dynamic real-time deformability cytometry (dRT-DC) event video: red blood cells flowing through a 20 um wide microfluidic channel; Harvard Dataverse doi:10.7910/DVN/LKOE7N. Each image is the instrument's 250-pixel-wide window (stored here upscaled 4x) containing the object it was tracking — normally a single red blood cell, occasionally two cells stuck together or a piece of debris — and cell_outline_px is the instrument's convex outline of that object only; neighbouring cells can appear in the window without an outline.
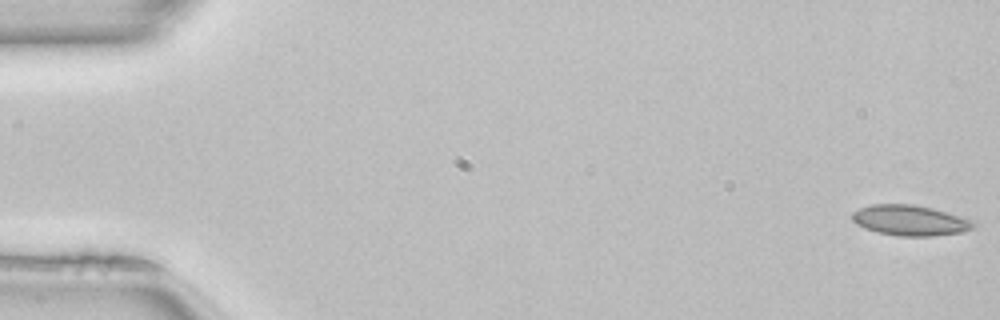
{"species": "common noctule bat (a hibernating species)", "species_latin": "Nyctalus noctula", "temperature_condition": "room temperature", "stored_images_in_passage": 50, "camera_frame_rate_fps": 3000, "um_per_image_px": 0.085, "animal": {"sex": "female", "body_mass_g": 22.7, "forearm_length_mm": 54.2}, "frame": {"image": 1, "passage_image": 1, "time_ms": 0.0, "image_size_px": [1000, 320], "cell_outline_px": [[976, 224], [972, 228], [964, 232], [936, 236], [900, 236], [876, 232], [864, 228], [856, 224], [852, 220], [852, 212], [860, 208], [872, 204], [912, 204], [932, 208], [972, 220]], "centroid_in_image_um": [77.33, 18.74], "position_along_channel_um": 7.7, "area_um2": 21.56}}
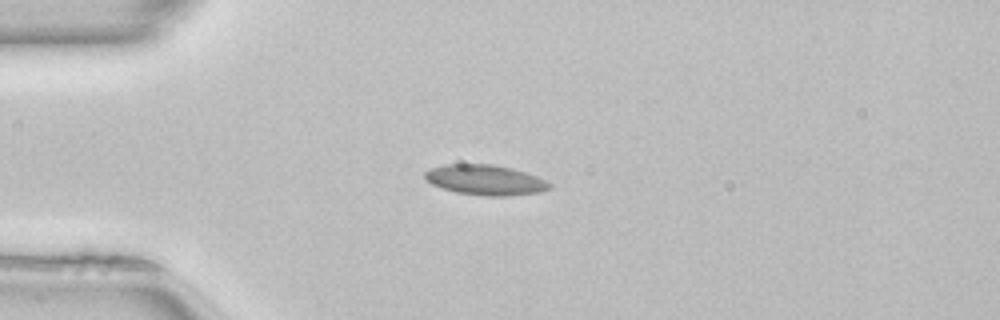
{"frame": {"image": 2, "passage_image": 13, "time_ms": 4.0, "image_size_px": [1000, 320], "cell_outline_px": [[552, 188], [540, 192], [504, 196], [484, 196], [456, 192], [432, 184], [424, 176], [424, 172], [432, 168], [444, 164], [492, 164], [512, 168], [548, 180], [552, 184]], "centroid_in_image_um": [41.29, 15.29], "position_along_channel_um": 43.7, "area_um2": 21.91}}
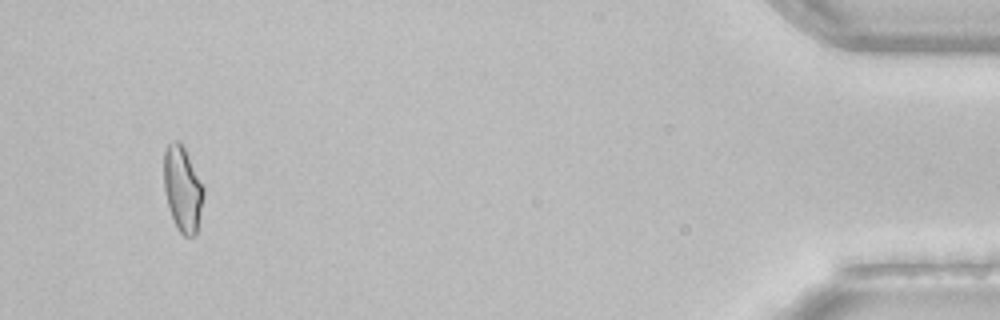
{"frame": {"image": 3, "passage_image": 48, "time_ms": 15.667, "image_size_px": [1000, 320], "cell_outline_px": [[204, 196], [196, 232], [192, 236], [184, 236], [176, 228], [164, 192], [164, 152], [168, 144], [176, 140], [180, 140], [204, 188]], "centroid_in_image_um": [15.51, 16.06], "position_along_channel_um": 419.7, "area_um2": 19.42}, "authors_computed_cell_mechanics": {"area_um2": 20.0855, "velocity_mm_per_s": 4.082, "shape_relaxation_time_tau1_ms": null, "shape_relaxation_time_tau2_ms": 1.8383, "deformation_change_tau1": null, "deformation_change_tau2": 0.0774}}